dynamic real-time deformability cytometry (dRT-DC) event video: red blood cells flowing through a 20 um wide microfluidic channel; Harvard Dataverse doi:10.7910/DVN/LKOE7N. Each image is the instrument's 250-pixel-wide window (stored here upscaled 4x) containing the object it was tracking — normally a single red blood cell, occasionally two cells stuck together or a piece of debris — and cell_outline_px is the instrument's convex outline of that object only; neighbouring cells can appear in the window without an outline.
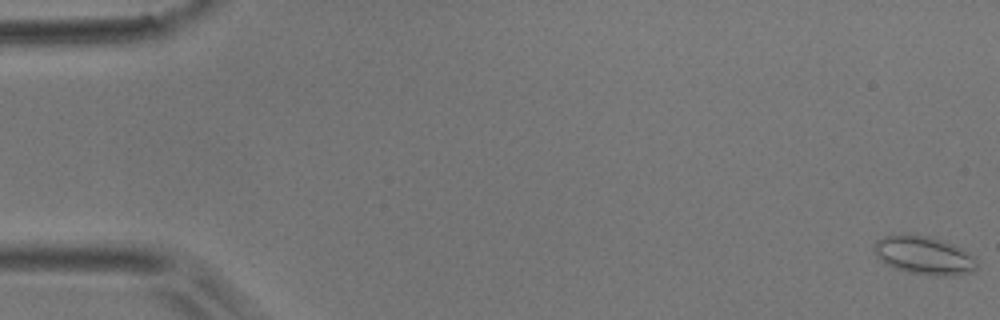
{"species": "common noctule bat (a hibernating species)", "species_latin": "Nyctalus noctula", "temperature_condition": "room temperature", "stored_images_in_passage": 26, "camera_frame_rate_fps": 3000, "um_per_image_px": 0.085, "animal": {"sex": "male", "body_mass_g": 17.9}, "frame": {"image": 1, "passage_image": 1, "time_ms": 0.0, "image_size_px": [1000, 320], "cell_outline_px": [[976, 268], [968, 272], [952, 276], [932, 276], [908, 272], [884, 264], [880, 260], [872, 244], [876, 240], [884, 236], [928, 236], [944, 240], [968, 252], [976, 260]], "centroid_in_image_um": [78.53, 21.73], "position_along_channel_um": 6.5, "area_um2": 22.54}}
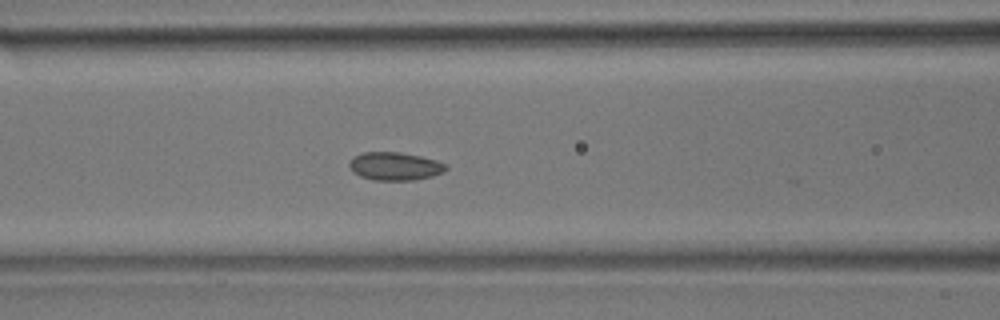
{"frame": {"image": 2, "passage_image": 22, "time_ms": 7.0, "image_size_px": [1000, 320], "cell_outline_px": [[448, 168], [444, 172], [432, 176], [416, 180], [372, 180], [360, 176], [352, 172], [348, 164], [348, 160], [352, 156], [364, 152], [400, 152], [420, 156], [436, 160], [448, 164]], "centroid_in_image_um": [33.55, 14.13], "position_along_channel_um": 133.0, "area_um2": 16.13}}
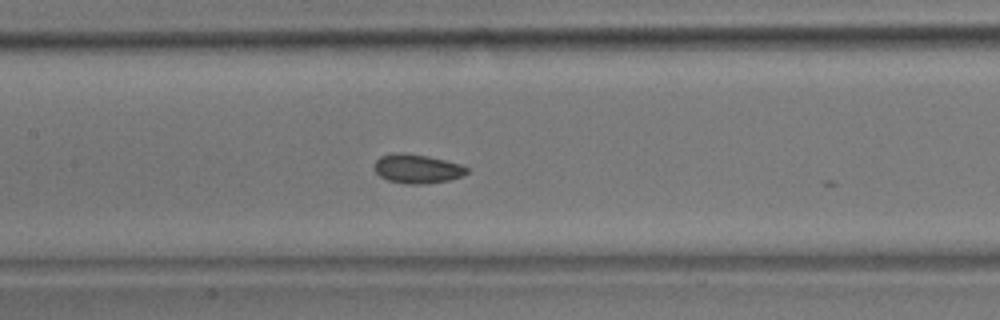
{"frame": {"image": 3, "passage_image": 25, "time_ms": 8.0, "image_size_px": [1000, 320], "cell_outline_px": [[468, 172], [464, 176], [448, 180], [424, 184], [404, 184], [388, 180], [380, 176], [376, 172], [376, 160], [380, 156], [396, 152], [404, 152], [428, 156], [460, 164], [468, 168]], "centroid_in_image_um": [35.47, 14.34], "position_along_channel_um": 171.9, "area_um2": 15.66}}